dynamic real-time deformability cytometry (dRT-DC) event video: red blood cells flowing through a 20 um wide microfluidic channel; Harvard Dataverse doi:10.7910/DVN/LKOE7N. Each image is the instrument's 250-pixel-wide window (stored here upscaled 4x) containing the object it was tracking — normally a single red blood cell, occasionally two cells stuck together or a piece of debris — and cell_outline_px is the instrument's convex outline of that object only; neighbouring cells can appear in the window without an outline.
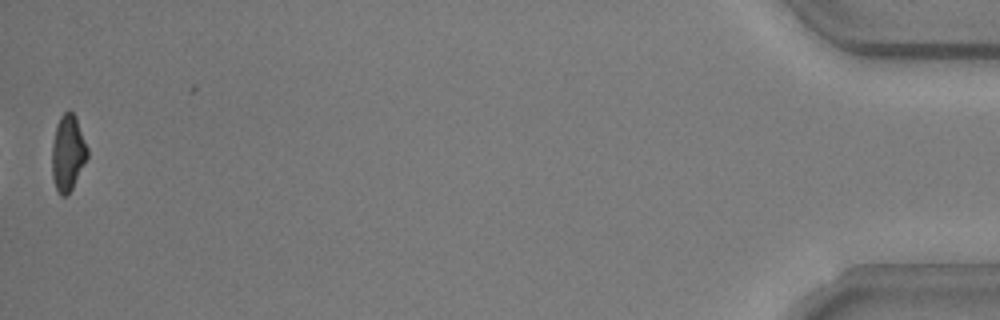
{"species": "common noctule bat (a hibernating species)", "species_latin": "Nyctalus noctula", "temperature_condition": "warm", "stored_images_in_passage": 37, "camera_frame_rate_fps": 3000, "um_per_image_px": 0.085, "animal": {"sex": "male", "body_mass_g": 20.5, "forearm_length_mm": 52.5}, "frame": {"image": 1, "passage_image": 37, "time_ms": 12.0, "image_size_px": [1000, 320], "cell_outline_px": [[88, 156], [72, 188], [64, 196], [60, 196], [56, 188], [52, 176], [52, 144], [56, 128], [60, 116], [64, 112], [72, 112], [76, 116], [88, 148]], "centroid_in_image_um": [5.77, 12.99], "position_along_channel_um": 429.4, "area_um2": 15.49}}